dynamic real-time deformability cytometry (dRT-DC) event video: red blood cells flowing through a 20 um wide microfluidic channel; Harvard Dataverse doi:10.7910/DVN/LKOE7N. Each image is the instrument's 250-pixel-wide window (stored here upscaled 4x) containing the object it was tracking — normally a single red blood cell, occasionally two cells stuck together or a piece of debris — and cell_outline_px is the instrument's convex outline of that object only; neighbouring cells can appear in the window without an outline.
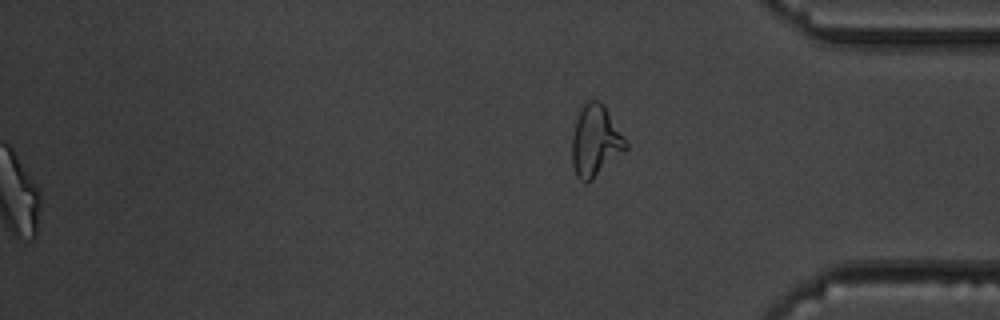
{"species": "common noctule bat (a hibernating species)", "species_latin": "Nyctalus noctula", "temperature_condition": "warm", "stored_images_in_passage": 43, "segment_of_instrument_passage": [2, 2], "camera_frame_rate_fps": 3000, "um_per_image_px": 0.085, "animal": {"sex": "male", "body_mass_g": 19.5, "forearm_length_mm": 54.6}, "frame": {"image": 1, "passage_image": 43, "time_ms": 14.0, "image_size_px": [1000, 320], "cell_outline_px": [[628, 148], [588, 184], [584, 184], [576, 176], [572, 164], [572, 136], [576, 120], [580, 108], [588, 100], [600, 100], [604, 104], [628, 144]], "centroid_in_image_um": [50.6, 12.0], "position_along_channel_um": 384.6, "area_um2": 22.48}}